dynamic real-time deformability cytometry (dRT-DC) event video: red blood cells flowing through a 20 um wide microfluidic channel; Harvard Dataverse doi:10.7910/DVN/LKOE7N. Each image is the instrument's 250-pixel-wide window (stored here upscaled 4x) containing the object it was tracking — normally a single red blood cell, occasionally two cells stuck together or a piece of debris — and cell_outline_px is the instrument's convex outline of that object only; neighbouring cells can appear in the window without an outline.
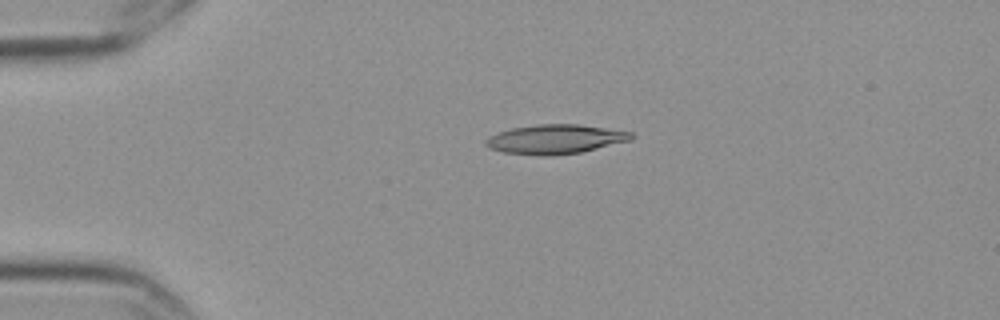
{"species": "Egyptian fruit bat (a non-hibernating species)", "species_latin": "Rousettus aegyptiacus", "temperature_condition": "cold", "stored_images_in_passage": 4, "camera_frame_rate_fps": 3000, "um_per_image_px": 0.085, "frame": {"image": 1, "passage_image": 3, "time_ms": 0.667, "image_size_px": [1000, 320], "cell_outline_px": [[636, 136], [632, 140], [580, 152], [552, 156], [536, 156], [504, 152], [488, 148], [484, 144], [484, 140], [488, 136], [512, 128], [536, 124], [580, 124], [632, 132]], "centroid_in_image_um": [47.19, 11.83], "position_along_channel_um": 37.8, "area_um2": 25.09}}